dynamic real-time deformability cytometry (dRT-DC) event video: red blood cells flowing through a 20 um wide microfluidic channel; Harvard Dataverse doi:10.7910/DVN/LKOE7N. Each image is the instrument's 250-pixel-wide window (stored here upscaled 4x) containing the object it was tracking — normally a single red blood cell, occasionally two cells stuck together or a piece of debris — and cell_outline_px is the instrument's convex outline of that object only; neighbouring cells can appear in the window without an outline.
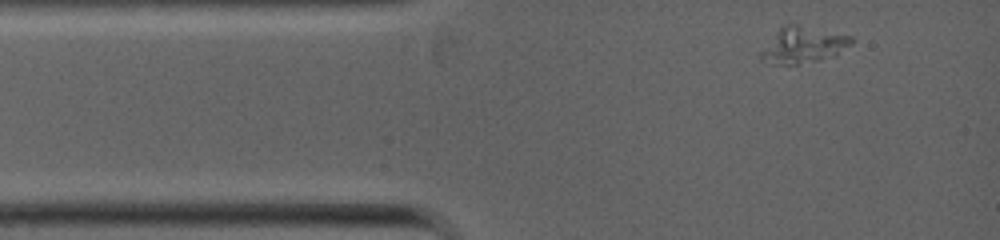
{"species": "common noctule bat (a hibernating species)", "species_latin": "Nyctalus noctula", "temperature_condition": "warm", "stored_images_in_passage": 9, "camera_frame_rate_fps": 5000, "um_per_image_px": 0.085, "animal": {"sex": "female", "body_mass_g": 19.0, "forearm_length_mm": 53.3}, "frame": {"image": 1, "passage_image": 1, "time_ms": 0.0, "image_size_px": [1000, 240], "cell_outline_px": [[856, 40], [852, 44], [836, 56], [820, 60], [796, 64], [772, 64], [760, 60], [760, 52], [776, 32], [784, 24], [796, 24], [852, 36]], "centroid_in_image_um": [68.3, 3.84], "position_along_channel_um": 16.7, "area_um2": 19.13}}
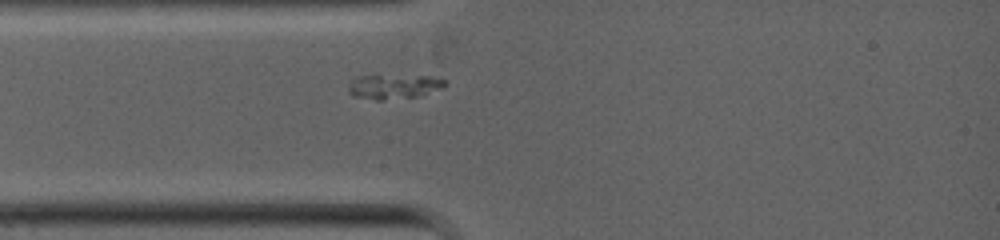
{"frame": {"image": 2, "passage_image": 6, "time_ms": 1.6, "image_size_px": [1000, 240], "cell_outline_px": [[448, 84], [444, 88], [416, 96], [384, 100], [376, 100], [352, 96], [348, 92], [348, 88], [352, 80], [356, 76], [432, 76], [448, 80]], "centroid_in_image_um": [33.5, 7.36], "position_along_channel_um": 51.5, "area_um2": 13.81}}
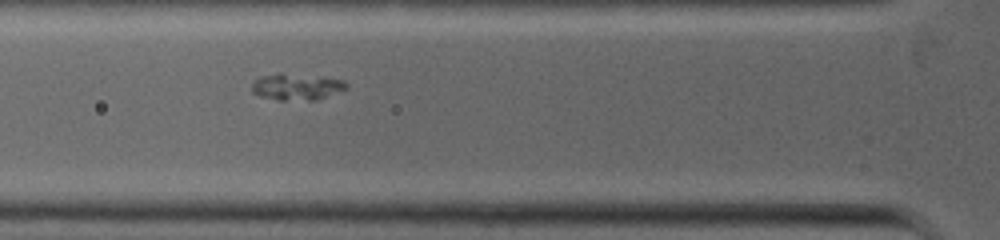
{"frame": {"image": 3, "passage_image": 8, "time_ms": 2.6, "image_size_px": [1000, 240], "cell_outline_px": [[348, 88], [316, 100], [276, 100], [260, 96], [252, 92], [252, 84], [260, 76], [276, 72], [280, 72], [344, 80], [348, 84]], "centroid_in_image_um": [25.18, 7.37], "position_along_channel_um": 100.6, "area_um2": 14.62}}